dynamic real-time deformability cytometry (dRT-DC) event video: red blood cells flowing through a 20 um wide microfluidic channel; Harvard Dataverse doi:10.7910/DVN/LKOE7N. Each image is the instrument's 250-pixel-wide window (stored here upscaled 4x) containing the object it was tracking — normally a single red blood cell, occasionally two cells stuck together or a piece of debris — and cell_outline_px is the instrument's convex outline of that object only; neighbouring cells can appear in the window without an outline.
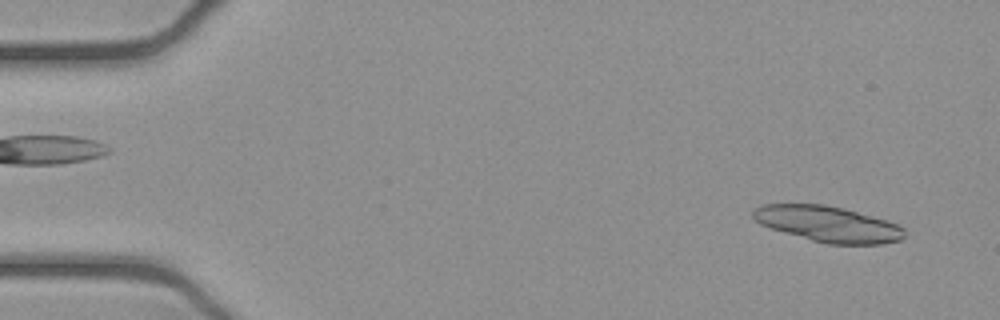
{"species": "common noctule bat (a hibernating species)", "species_latin": "Nyctalus noctula", "temperature_condition": "cold", "stored_images_in_passage": 26, "camera_frame_rate_fps": 3000, "um_per_image_px": 0.085, "animal": {"sex": "female", "body_mass_g": 21.9}, "frame": {"image": 1, "passage_image": 3, "time_ms": 0.667, "image_size_px": [1000, 320], "cell_outline_px": [[904, 236], [900, 240], [880, 244], [828, 244], [812, 240], [784, 232], [760, 224], [752, 216], [752, 212], [760, 204], [824, 204], [844, 208], [888, 220], [904, 228]], "centroid_in_image_um": [70.39, 19.03], "position_along_channel_um": 14.6, "area_um2": 31.44}}